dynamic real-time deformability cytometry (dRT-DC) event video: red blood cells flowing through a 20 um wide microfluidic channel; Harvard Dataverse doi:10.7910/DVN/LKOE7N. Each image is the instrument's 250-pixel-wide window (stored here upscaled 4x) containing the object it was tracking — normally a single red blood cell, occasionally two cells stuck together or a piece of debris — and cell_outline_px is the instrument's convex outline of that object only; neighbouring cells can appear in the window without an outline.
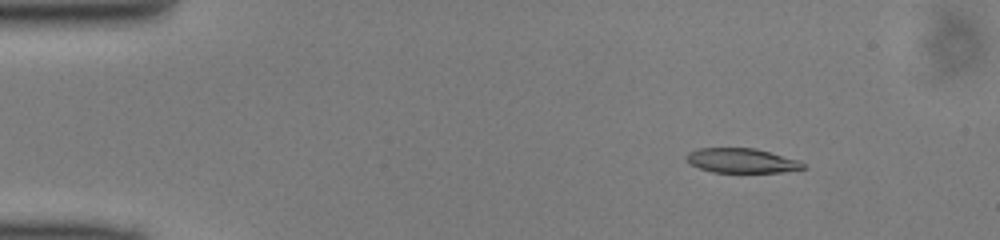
{"species": "common noctule bat (a hibernating species)", "species_latin": "Nyctalus noctula", "temperature_condition": "cold", "stored_images_in_passage": 50, "camera_frame_rate_fps": 3000, "um_per_image_px": 0.085, "animal": {"sex": "male", "body_mass_g": 13.0, "forearm_length_mm": 53.1}, "frame": {"image": 1, "passage_image": 7, "time_ms": 2.0, "image_size_px": [1000, 240], "cell_outline_px": [[808, 168], [784, 172], [712, 172], [700, 168], [692, 164], [684, 156], [688, 152], [700, 148], [756, 148], [800, 160]], "centroid_in_image_um": [63.09, 13.65], "position_along_channel_um": 21.9, "area_um2": 16.76}}
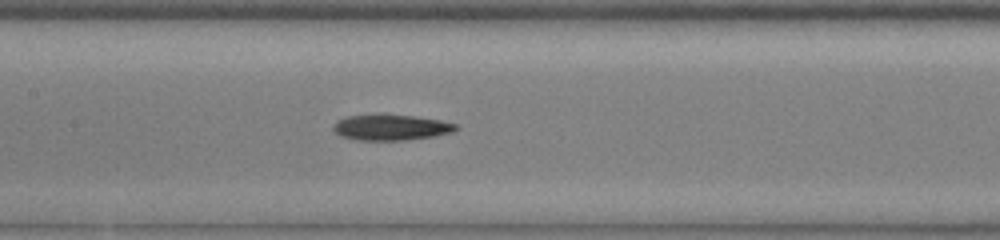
{"frame": {"image": 2, "passage_image": 24, "time_ms": 7.667, "image_size_px": [1000, 240], "cell_outline_px": [[460, 128], [452, 132], [436, 136], [404, 140], [356, 140], [340, 136], [332, 128], [332, 124], [336, 120], [348, 116], [412, 116], [440, 120], [456, 124]], "centroid_in_image_um": [33.23, 10.86], "position_along_channel_um": 174.2, "area_um2": 18.03}}
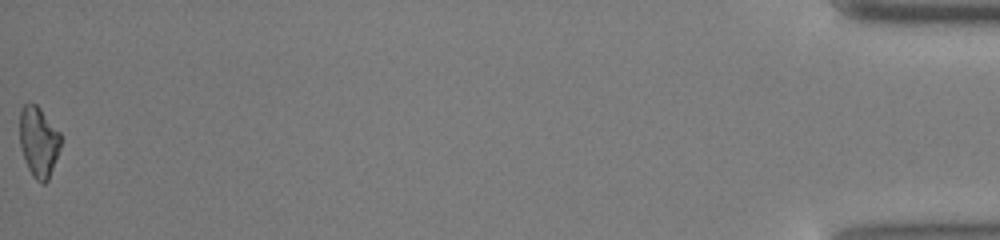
{"frame": {"image": 3, "passage_image": 50, "time_ms": 16.333, "image_size_px": [1000, 240], "cell_outline_px": [[60, 148], [48, 180], [44, 184], [40, 184], [32, 176], [24, 160], [20, 148], [20, 108], [24, 104], [36, 104], [40, 108], [60, 132]], "centroid_in_image_um": [3.27, 12.07], "position_along_channel_um": 431.9, "area_um2": 16.88}}